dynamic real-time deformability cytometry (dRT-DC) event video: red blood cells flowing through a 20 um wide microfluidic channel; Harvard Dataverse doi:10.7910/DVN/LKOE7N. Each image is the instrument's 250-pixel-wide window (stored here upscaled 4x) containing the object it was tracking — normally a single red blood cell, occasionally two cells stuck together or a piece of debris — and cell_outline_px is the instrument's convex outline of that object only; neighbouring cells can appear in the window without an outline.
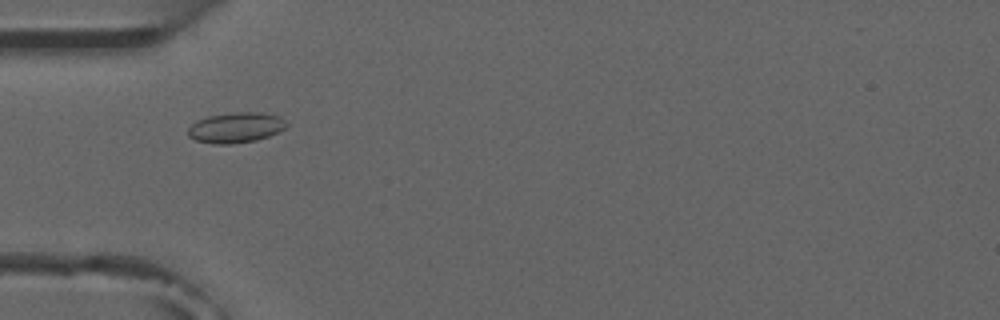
{"species": "common noctule bat (a hibernating species)", "species_latin": "Nyctalus noctula", "temperature_condition": "room temperature", "stored_images_in_passage": 6, "camera_frame_rate_fps": 3000, "um_per_image_px": 0.085, "animal": {"sex": "male", "forearm_length_mm": 52.5}, "frame": {"image": 1, "passage_image": 4, "time_ms": 3.333, "image_size_px": [1000, 320], "cell_outline_px": [[288, 124], [284, 128], [268, 136], [256, 140], [232, 144], [212, 144], [196, 140], [188, 136], [188, 128], [196, 120], [208, 116], [236, 112], [260, 112], [280, 116]], "centroid_in_image_um": [20.02, 10.84], "position_along_channel_um": 65.0, "area_um2": 17.4}}
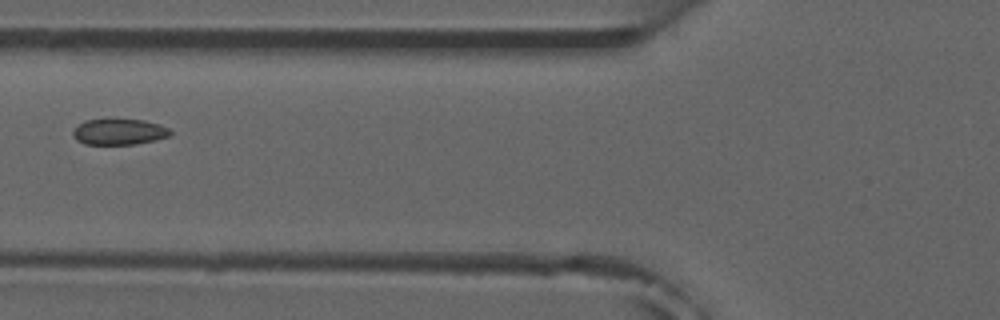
{"frame": {"image": 2, "passage_image": 5, "time_ms": 4.667, "image_size_px": [1000, 320], "cell_outline_px": [[172, 132], [168, 136], [156, 140], [136, 144], [84, 144], [76, 140], [72, 136], [72, 128], [84, 120], [144, 120], [160, 124], [168, 128]], "centroid_in_image_um": [10.08, 11.21], "position_along_channel_um": 115.7, "area_um2": 14.74}}
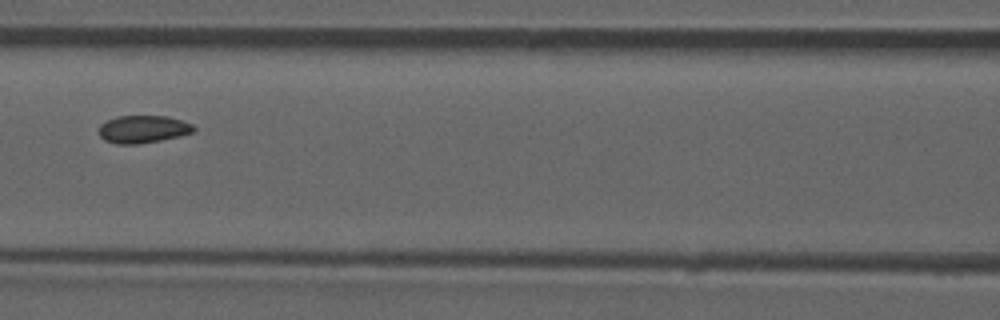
{"frame": {"image": 3, "passage_image": 6, "time_ms": 5.667, "image_size_px": [1000, 320], "cell_outline_px": [[196, 128], [192, 132], [180, 136], [140, 144], [116, 144], [104, 140], [100, 136], [100, 124], [116, 116], [168, 116], [192, 124]], "centroid_in_image_um": [12.15, 10.98], "position_along_channel_um": 154.5, "area_um2": 15.2}}